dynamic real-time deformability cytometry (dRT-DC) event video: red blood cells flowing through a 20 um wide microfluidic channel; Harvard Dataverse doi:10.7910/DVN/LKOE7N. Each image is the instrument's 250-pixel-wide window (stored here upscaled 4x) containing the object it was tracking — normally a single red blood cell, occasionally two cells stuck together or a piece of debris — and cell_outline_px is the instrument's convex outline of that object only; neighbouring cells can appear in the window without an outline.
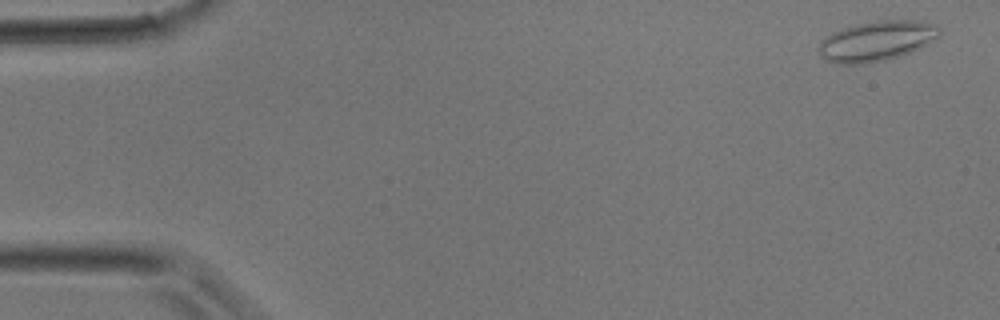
{"species": "common noctule bat (a hibernating species)", "species_latin": "Nyctalus noctula", "temperature_condition": "room temperature", "stored_images_in_passage": 37, "camera_frame_rate_fps": 3000, "um_per_image_px": 0.085, "animal": {"sex": "male", "body_mass_g": 17.9}, "frame": {"image": 1, "passage_image": 2, "time_ms": 0.333, "image_size_px": [1000, 320], "cell_outline_px": [[940, 32], [936, 36], [924, 44], [908, 52], [884, 60], [864, 64], [840, 64], [828, 60], [816, 48], [832, 32], [856, 24], [876, 20], [912, 20], [932, 24]], "centroid_in_image_um": [74.44, 3.48], "position_along_channel_um": 10.6, "area_um2": 27.17}}
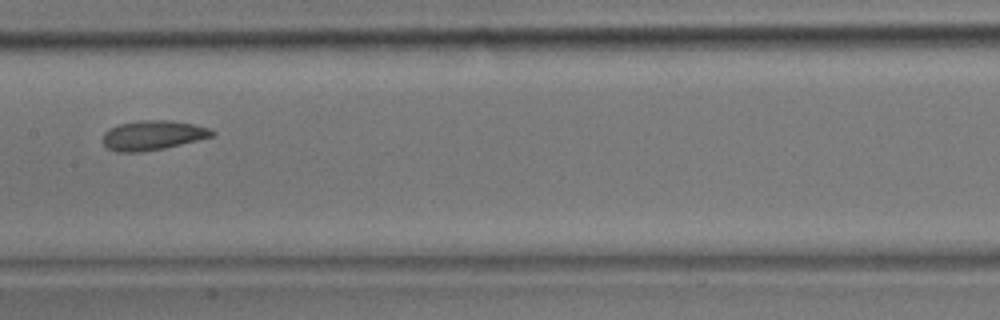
{"frame": {"image": 2, "passage_image": 20, "time_ms": 6.333, "image_size_px": [1000, 320], "cell_outline_px": [[216, 132], [212, 136], [164, 148], [140, 152], [116, 152], [108, 148], [104, 144], [104, 132], [108, 128], [120, 124], [140, 120], [168, 120], [192, 124], [208, 128]], "centroid_in_image_um": [12.95, 11.49], "position_along_channel_um": 194.5, "area_um2": 18.55}}
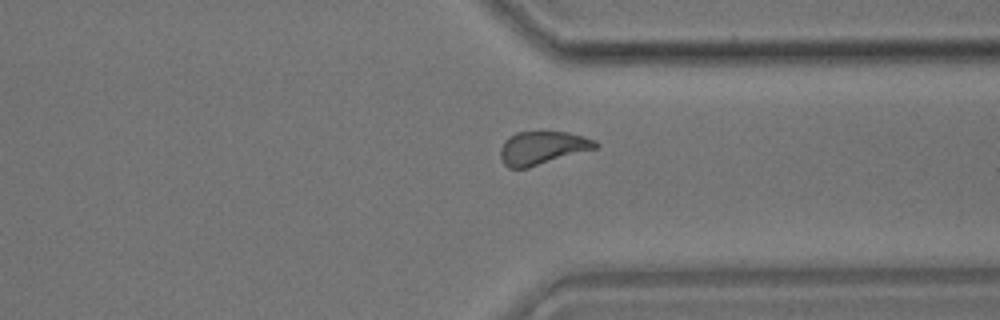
{"frame": {"image": 3, "passage_image": 30, "time_ms": 9.667, "image_size_px": [1000, 320], "cell_outline_px": [[600, 148], [528, 168], [508, 168], [504, 164], [500, 156], [500, 148], [504, 140], [508, 136], [516, 132], [568, 132], [584, 136], [596, 140], [600, 144]], "centroid_in_image_um": [46.14, 12.57], "position_along_channel_um": 365.3, "area_um2": 18.84}}